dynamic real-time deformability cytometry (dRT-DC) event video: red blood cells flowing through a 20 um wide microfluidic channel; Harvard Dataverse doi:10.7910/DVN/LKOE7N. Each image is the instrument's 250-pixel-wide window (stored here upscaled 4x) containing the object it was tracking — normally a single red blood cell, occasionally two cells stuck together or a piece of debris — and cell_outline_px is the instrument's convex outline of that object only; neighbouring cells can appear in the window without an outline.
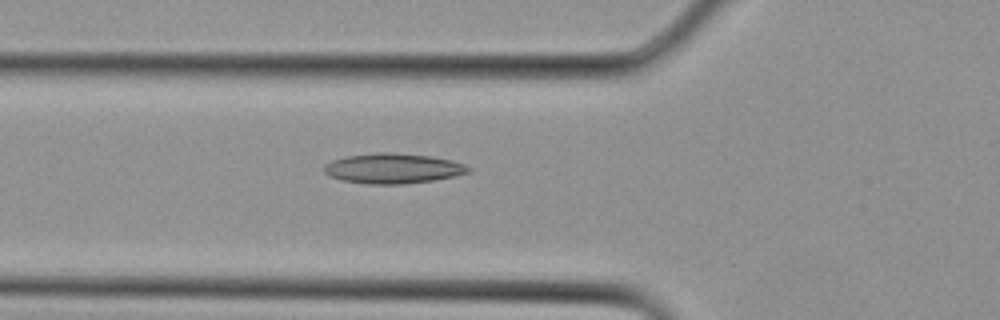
{"species": "Egyptian fruit bat (a non-hibernating species)", "species_latin": "Rousettus aegyptiacus", "temperature_condition": "cold", "stored_images_in_passage": 19, "camera_frame_rate_fps": 3000, "um_per_image_px": 0.085, "animal": {"sex": "female"}, "frame": {"image": 1, "passage_image": 2, "time_ms": 0.333, "image_size_px": [1000, 320], "cell_outline_px": [[472, 172], [456, 176], [432, 180], [404, 184], [368, 184], [340, 180], [328, 176], [324, 172], [324, 164], [332, 160], [344, 156], [376, 152], [392, 152], [432, 156], [464, 164], [472, 168]], "centroid_in_image_um": [33.38, 14.31], "position_along_channel_um": 92.4, "area_um2": 25.61}}
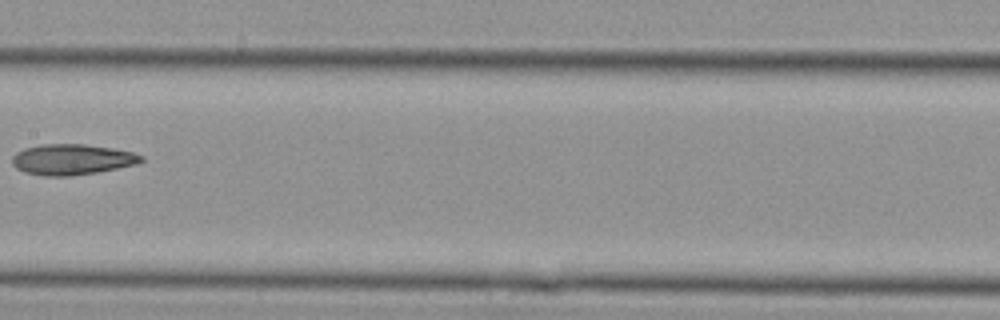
{"frame": {"image": 2, "passage_image": 7, "time_ms": 2.0, "image_size_px": [1000, 320], "cell_outline_px": [[144, 160], [136, 164], [96, 172], [68, 176], [44, 176], [24, 172], [16, 168], [12, 164], [12, 156], [16, 152], [24, 148], [40, 144], [84, 144], [112, 148], [132, 152], [144, 156]], "centroid_in_image_um": [6.08, 13.55], "position_along_channel_um": 201.3, "area_um2": 23.06}}
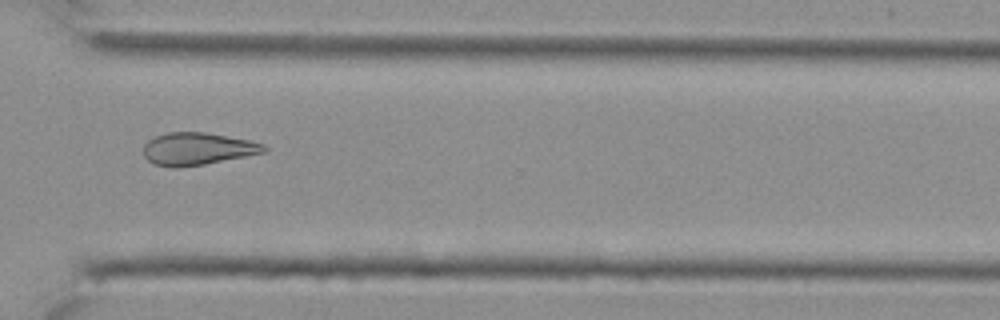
{"frame": {"image": 3, "passage_image": 14, "time_ms": 4.333, "image_size_px": [1000, 320], "cell_outline_px": [[268, 148], [264, 152], [204, 164], [176, 168], [152, 164], [144, 156], [144, 144], [148, 140], [156, 136], [168, 132], [204, 132], [252, 140], [264, 144]], "centroid_in_image_um": [16.77, 12.64], "position_along_channel_um": 353.8, "area_um2": 22.72}}